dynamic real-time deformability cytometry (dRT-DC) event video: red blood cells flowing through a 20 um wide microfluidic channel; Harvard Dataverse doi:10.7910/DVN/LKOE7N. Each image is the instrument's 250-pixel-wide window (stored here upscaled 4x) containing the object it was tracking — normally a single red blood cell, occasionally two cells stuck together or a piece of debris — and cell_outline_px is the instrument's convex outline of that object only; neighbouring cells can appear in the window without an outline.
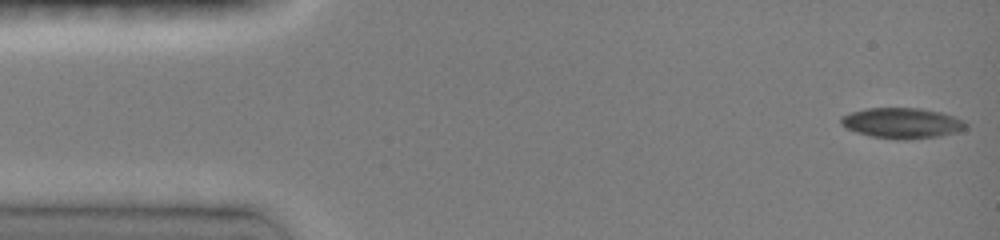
{"species": "common noctule bat (a hibernating species)", "species_latin": "Nyctalus noctula", "temperature_condition": "room temperature", "stored_images_in_passage": 13, "camera_frame_rate_fps": 3000, "um_per_image_px": 0.085, "animal": {"sex": "female", "body_mass_g": 19.0, "forearm_length_mm": 51.5}, "frame": {"image": 1, "passage_image": 1, "time_ms": 0.0, "image_size_px": [1000, 240], "cell_outline_px": [[968, 128], [956, 132], [940, 136], [908, 140], [896, 140], [872, 136], [856, 132], [840, 124], [840, 116], [864, 108], [920, 108], [940, 112], [964, 120], [968, 124]], "centroid_in_image_um": [76.68, 10.47], "position_along_channel_um": 8.3, "area_um2": 22.37}}
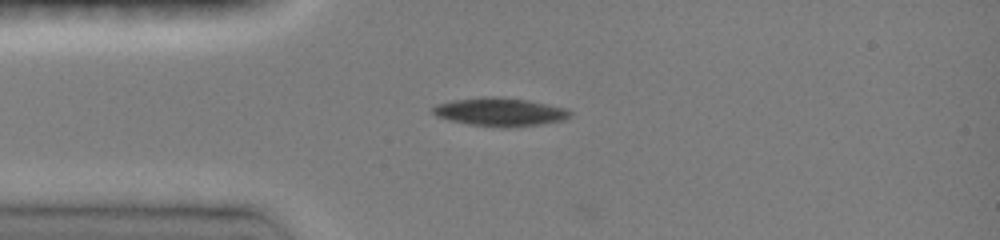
{"frame": {"image": 2, "passage_image": 12, "time_ms": 3.333, "image_size_px": [1000, 240], "cell_outline_px": [[572, 112], [564, 120], [516, 128], [500, 128], [468, 124], [448, 120], [436, 116], [432, 112], [432, 108], [436, 104], [452, 100], [484, 96], [492, 96], [528, 100], [568, 108]], "centroid_in_image_um": [42.48, 9.52], "position_along_channel_um": 42.5, "area_um2": 23.0}}